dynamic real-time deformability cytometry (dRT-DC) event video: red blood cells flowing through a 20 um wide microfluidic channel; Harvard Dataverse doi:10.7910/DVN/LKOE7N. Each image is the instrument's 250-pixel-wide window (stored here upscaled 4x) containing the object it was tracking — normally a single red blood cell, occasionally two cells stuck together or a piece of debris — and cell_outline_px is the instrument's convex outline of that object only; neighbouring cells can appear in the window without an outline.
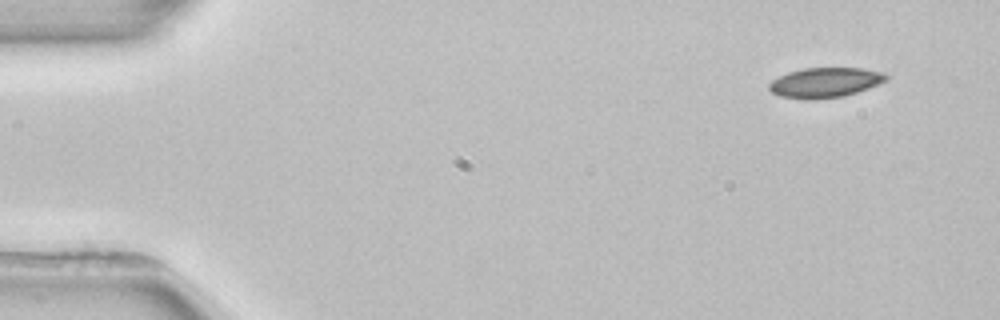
{"species": "common noctule bat (a hibernating species)", "species_latin": "Nyctalus noctula", "temperature_condition": "room temperature", "stored_images_in_passage": 3, "camera_frame_rate_fps": 3000, "um_per_image_px": 0.085, "animal": {"sex": "female", "body_mass_g": 22.7, "forearm_length_mm": 54.2}, "frame": {"image": 1, "passage_image": 1, "time_ms": 0.0, "image_size_px": [1000, 320], "cell_outline_px": [[888, 80], [880, 84], [844, 96], [812, 100], [804, 100], [780, 96], [772, 92], [768, 88], [768, 84], [772, 80], [788, 72], [804, 68], [864, 68], [884, 72], [888, 76]], "centroid_in_image_um": [70.15, 7.02], "position_along_channel_um": 14.9, "area_um2": 20.63}}
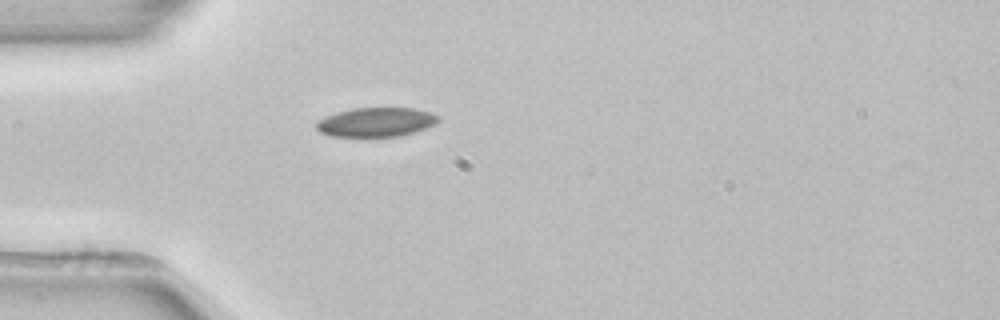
{"frame": {"image": 2, "passage_image": 3, "time_ms": 3.667, "image_size_px": [1000, 320], "cell_outline_px": [[440, 120], [424, 128], [400, 136], [332, 136], [320, 132], [316, 128], [316, 120], [352, 108], [412, 108], [428, 112], [440, 116]], "centroid_in_image_um": [31.94, 10.38], "position_along_channel_um": 53.1, "area_um2": 20.35}}